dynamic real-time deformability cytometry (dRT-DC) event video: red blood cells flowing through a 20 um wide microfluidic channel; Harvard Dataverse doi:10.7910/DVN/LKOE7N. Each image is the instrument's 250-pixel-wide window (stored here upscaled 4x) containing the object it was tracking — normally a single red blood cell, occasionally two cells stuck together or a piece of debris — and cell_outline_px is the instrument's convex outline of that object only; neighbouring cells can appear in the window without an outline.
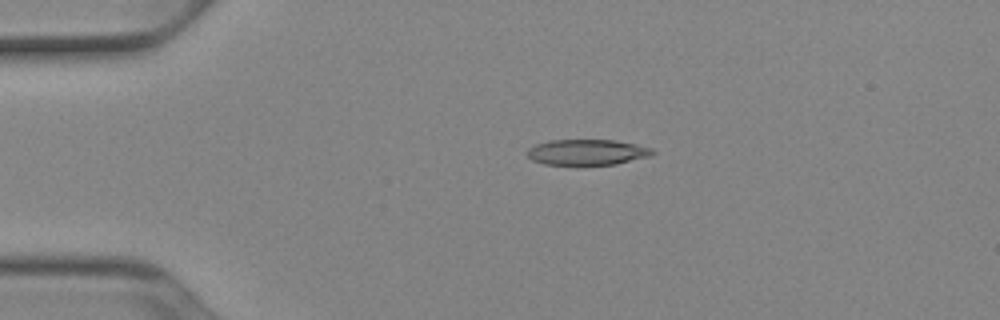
{"species": "Egyptian fruit bat (a non-hibernating species)", "species_latin": "Rousettus aegyptiacus", "temperature_condition": "cold", "stored_images_in_passage": 41, "camera_frame_rate_fps": 3000, "um_per_image_px": 0.085, "animal": {"sex": "female"}, "frame": {"image": 1, "passage_image": 1, "time_ms": 0.0, "image_size_px": [1000, 320], "cell_outline_px": [[656, 152], [652, 156], [616, 164], [580, 168], [544, 164], [532, 160], [528, 156], [528, 148], [536, 144], [548, 140], [616, 140], [636, 144], [652, 148]], "centroid_in_image_um": [49.91, 12.98], "position_along_channel_um": 35.1, "area_um2": 19.77}}
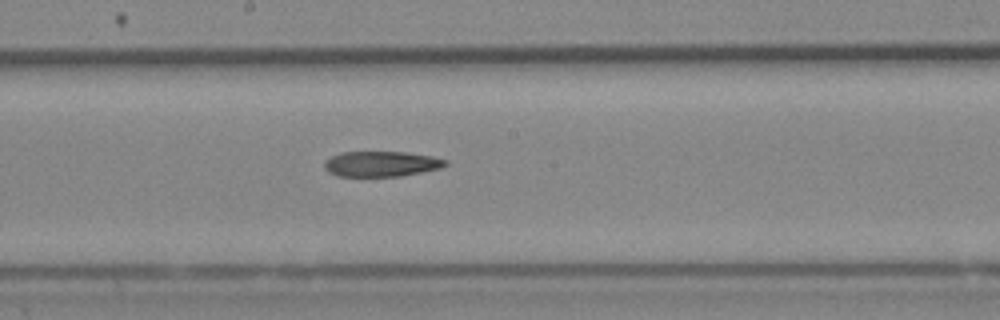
{"frame": {"image": 2, "passage_image": 18, "time_ms": 5.667, "image_size_px": [1000, 320], "cell_outline_px": [[448, 164], [440, 168], [400, 176], [336, 176], [328, 172], [324, 168], [324, 160], [340, 152], [404, 152], [432, 156], [448, 160]], "centroid_in_image_um": [32.38, 13.93], "position_along_channel_um": 215.8, "area_um2": 17.92}}
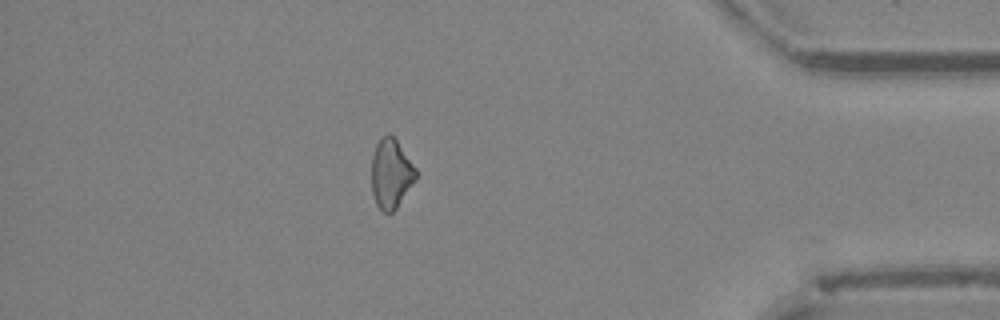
{"frame": {"image": 3, "passage_image": 35, "time_ms": 11.333, "image_size_px": [1000, 320], "cell_outline_px": [[416, 176], [396, 208], [388, 216], [376, 204], [372, 192], [372, 156], [376, 144], [388, 132], [396, 140], [416, 168]], "centroid_in_image_um": [33.21, 14.77], "position_along_channel_um": 402.0, "area_um2": 17.51}}